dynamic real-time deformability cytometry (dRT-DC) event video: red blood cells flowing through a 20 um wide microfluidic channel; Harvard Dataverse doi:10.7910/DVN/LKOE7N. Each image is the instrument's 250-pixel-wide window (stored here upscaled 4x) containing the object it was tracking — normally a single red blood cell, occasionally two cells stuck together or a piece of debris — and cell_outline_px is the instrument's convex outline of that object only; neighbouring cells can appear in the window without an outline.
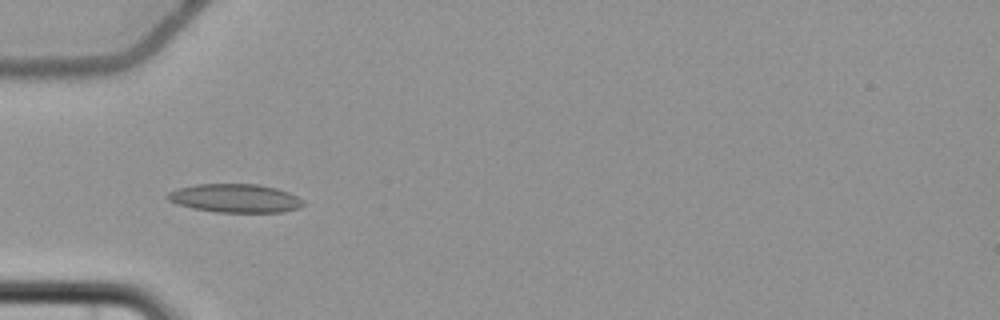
{"species": "common noctule bat (a hibernating species)", "species_latin": "Nyctalus noctula", "temperature_condition": "cold", "stored_images_in_passage": 6, "camera_frame_rate_fps": 3000, "um_per_image_px": 0.085, "animal": {"sex": "female", "body_mass_g": 22.7, "forearm_length_mm": 54.2}, "frame": {"image": 1, "passage_image": 4, "time_ms": 4.333, "image_size_px": [1000, 320], "cell_outline_px": [[304, 204], [300, 208], [284, 212], [216, 212], [192, 208], [176, 204], [168, 200], [164, 196], [168, 192], [176, 188], [196, 184], [260, 184], [276, 188], [288, 192], [304, 200]], "centroid_in_image_um": [19.96, 16.85], "position_along_channel_um": 65.0, "area_um2": 22.83}}
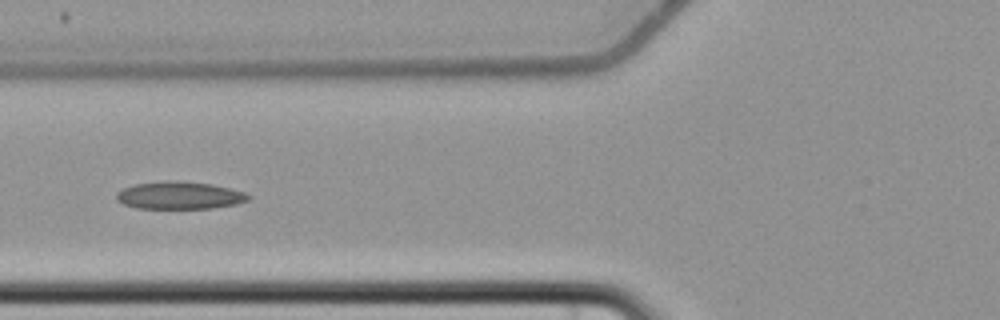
{"frame": {"image": 2, "passage_image": 5, "time_ms": 5.667, "image_size_px": [1000, 320], "cell_outline_px": [[252, 196], [248, 200], [236, 204], [212, 208], [136, 208], [124, 204], [116, 200], [116, 192], [132, 184], [164, 180], [176, 180], [212, 184], [244, 192]], "centroid_in_image_um": [15.23, 16.6], "position_along_channel_um": 110.6, "area_um2": 21.27}}
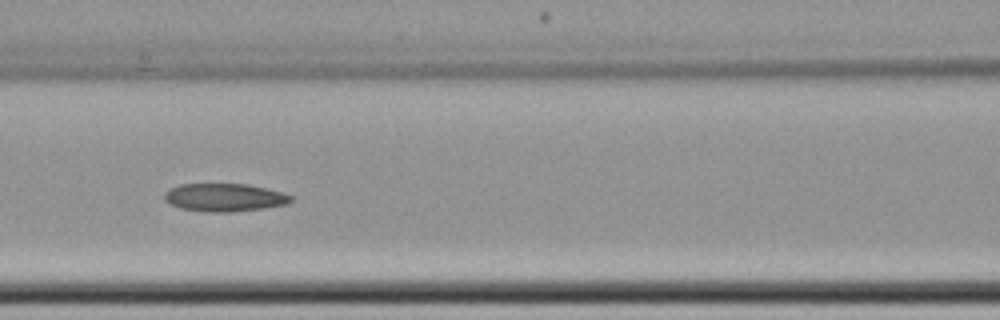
{"frame": {"image": 3, "passage_image": 6, "time_ms": 6.667, "image_size_px": [1000, 320], "cell_outline_px": [[292, 200], [288, 204], [264, 208], [232, 212], [208, 212], [180, 208], [168, 204], [164, 200], [164, 192], [168, 188], [180, 184], [248, 184], [280, 192], [292, 196]], "centroid_in_image_um": [19.02, 16.79], "position_along_channel_um": 147.6, "area_um2": 20.75}}